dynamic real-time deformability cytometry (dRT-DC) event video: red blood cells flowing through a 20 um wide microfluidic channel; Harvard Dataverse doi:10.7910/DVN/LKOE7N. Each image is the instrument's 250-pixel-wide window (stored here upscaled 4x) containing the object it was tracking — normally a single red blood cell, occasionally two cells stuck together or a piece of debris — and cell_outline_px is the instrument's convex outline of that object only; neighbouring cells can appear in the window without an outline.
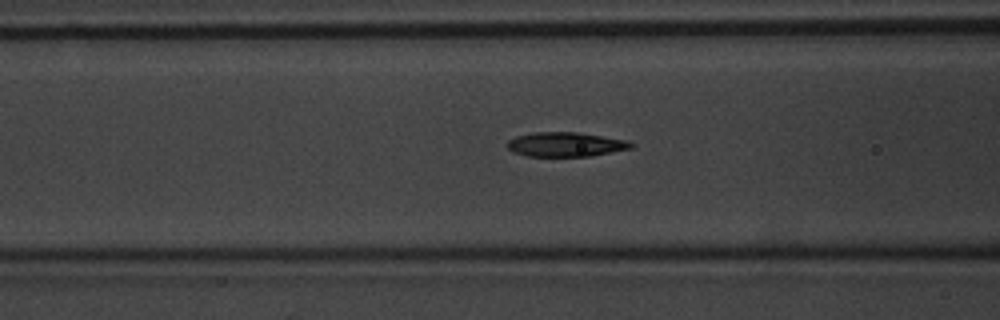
{"species": "common noctule bat (a hibernating species)", "species_latin": "Nyctalus noctula", "temperature_condition": "warm", "stored_images_in_passage": 55, "camera_frame_rate_fps": 3000, "um_per_image_px": 0.085, "animal": {"sex": "male", "body_mass_g": 20.1, "forearm_length_mm": 53.5}, "frame": {"image": 1, "passage_image": 22, "time_ms": 7.0, "image_size_px": [1000, 320], "cell_outline_px": [[636, 144], [632, 148], [592, 156], [528, 156], [512, 152], [508, 148], [508, 140], [516, 136], [532, 132], [576, 132], [628, 140]], "centroid_in_image_um": [48.1, 12.27], "position_along_channel_um": 118.5, "area_um2": 17.69}}
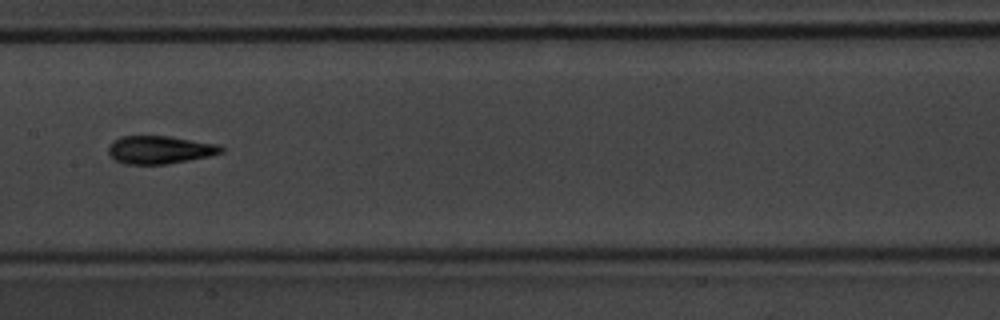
{"frame": {"image": 2, "passage_image": 28, "time_ms": 9.0, "image_size_px": [1000, 320], "cell_outline_px": [[224, 152], [212, 156], [168, 164], [124, 164], [116, 160], [108, 152], [108, 144], [112, 140], [120, 136], [172, 136], [220, 144], [224, 148]], "centroid_in_image_um": [13.62, 12.72], "position_along_channel_um": 193.8, "area_um2": 18.79}}
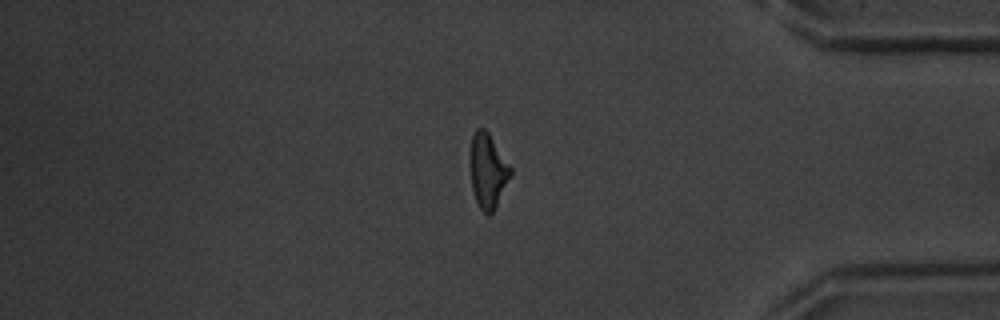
{"frame": {"image": 3, "passage_image": 46, "time_ms": 15.0, "image_size_px": [1000, 320], "cell_outline_px": [[512, 176], [492, 212], [488, 216], [480, 208], [476, 200], [472, 188], [468, 160], [472, 136], [476, 128], [484, 128], [488, 132], [512, 168]], "centroid_in_image_um": [41.44, 14.49], "position_along_channel_um": 393.8, "area_um2": 17.74}}